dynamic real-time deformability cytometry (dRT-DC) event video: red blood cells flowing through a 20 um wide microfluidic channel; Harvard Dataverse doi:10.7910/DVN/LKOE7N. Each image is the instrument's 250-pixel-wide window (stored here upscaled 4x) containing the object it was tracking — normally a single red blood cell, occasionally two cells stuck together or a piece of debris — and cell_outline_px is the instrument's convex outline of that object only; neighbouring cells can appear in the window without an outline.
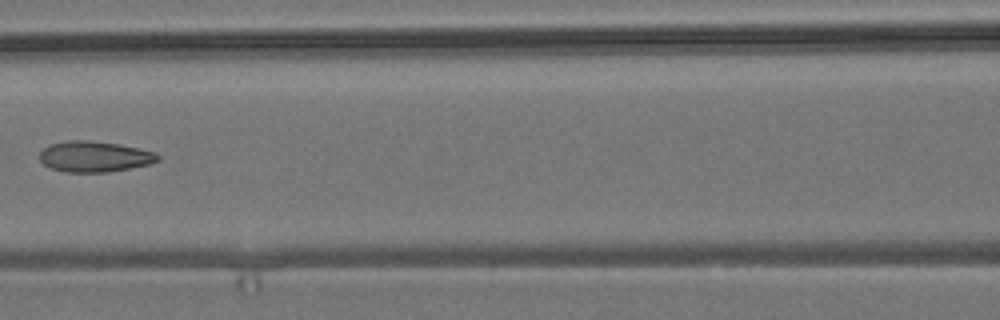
{"species": "common noctule bat (a hibernating species)", "species_latin": "Nyctalus noctula", "temperature_condition": "room temperature", "stored_images_in_passage": 8, "camera_frame_rate_fps": 3000, "um_per_image_px": 0.085, "animal": {"sex": "male", "body_mass_g": 19.2, "forearm_length_mm": 51.8}, "frame": {"image": 1, "passage_image": 7, "time_ms": 2.0, "image_size_px": [1000, 320], "cell_outline_px": [[160, 160], [148, 164], [108, 172], [64, 172], [52, 168], [44, 164], [40, 160], [40, 152], [44, 148], [52, 144], [68, 140], [88, 140], [120, 144], [156, 152], [160, 156]], "centroid_in_image_um": [8.05, 13.3], "position_along_channel_um": 158.6, "area_um2": 21.1}}
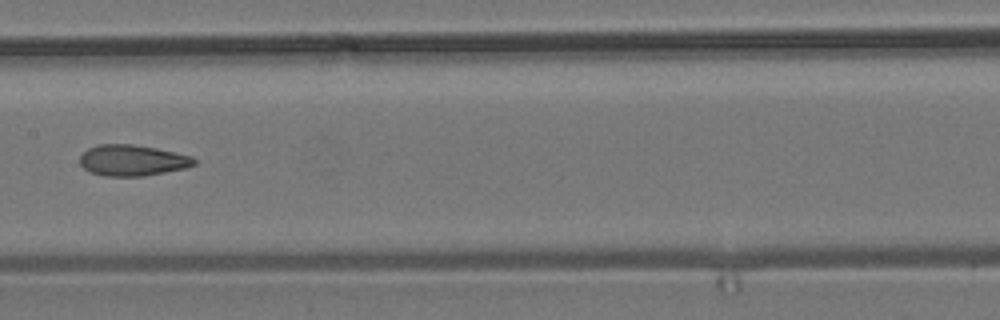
{"frame": {"image": 2, "passage_image": 8, "time_ms": 2.333, "image_size_px": [1000, 320], "cell_outline_px": [[196, 164], [184, 168], [144, 176], [104, 176], [88, 172], [80, 164], [80, 156], [88, 148], [96, 144], [132, 144], [156, 148], [192, 156], [196, 160]], "centroid_in_image_um": [11.22, 13.63], "position_along_channel_um": 196.2, "area_um2": 20.69}}